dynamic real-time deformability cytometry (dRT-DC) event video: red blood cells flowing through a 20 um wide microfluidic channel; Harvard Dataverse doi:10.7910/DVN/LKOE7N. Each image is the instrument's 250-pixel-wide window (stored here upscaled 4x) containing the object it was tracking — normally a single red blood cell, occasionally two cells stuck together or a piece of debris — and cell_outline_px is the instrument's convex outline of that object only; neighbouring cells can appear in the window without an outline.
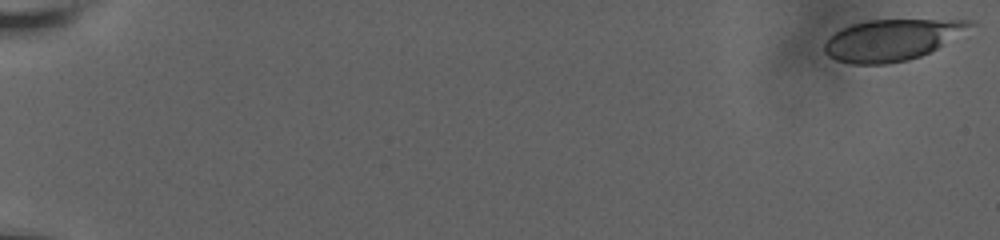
{"species": "human", "species_latin": "Homo sapiens", "temperature_condition": "room temperature", "stored_images_in_passage": 60, "camera_frame_rate_fps": 3000, "um_per_image_px": 0.085, "donor": {"sex": "male"}, "frame": {"image": 1, "passage_image": 1, "time_ms": 0.0, "image_size_px": [1000, 240], "cell_outline_px": [[976, 24], [944, 44], [920, 56], [908, 60], [884, 64], [852, 64], [836, 60], [828, 56], [824, 52], [824, 44], [828, 36], [840, 28], [852, 24], [868, 20], [972, 20]], "centroid_in_image_um": [75.74, 3.39], "position_along_channel_um": 9.3, "area_um2": 34.8}}
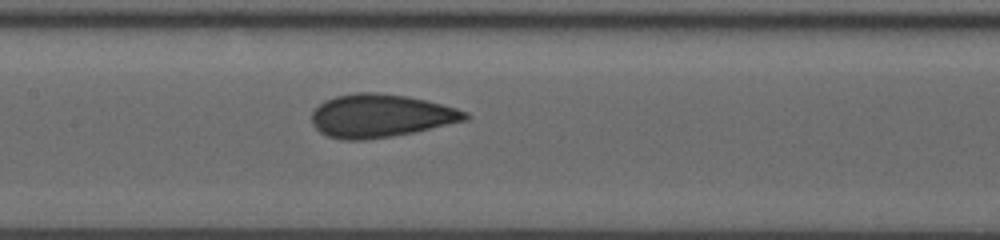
{"frame": {"image": 2, "passage_image": 32, "time_ms": 10.333, "image_size_px": [1000, 240], "cell_outline_px": [[468, 120], [412, 132], [392, 136], [364, 140], [344, 140], [328, 136], [320, 132], [312, 124], [312, 112], [324, 100], [336, 96], [356, 92], [376, 92], [408, 96], [456, 108], [468, 112]], "centroid_in_image_um": [32.33, 9.84], "position_along_channel_um": 175.1, "area_um2": 38.38}}
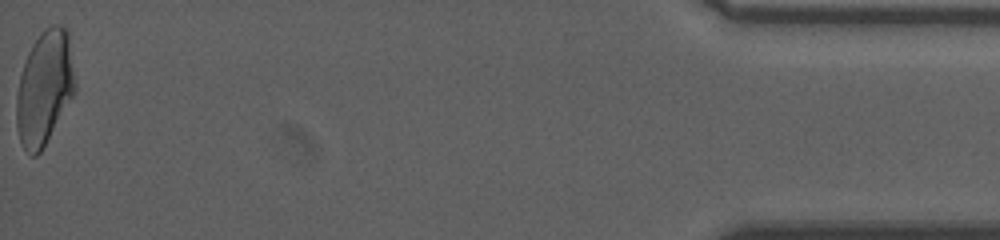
{"frame": {"image": 3, "passage_image": 60, "time_ms": 19.667, "image_size_px": [1000, 240], "cell_outline_px": [[76, 92], [40, 152], [36, 156], [32, 156], [24, 148], [20, 140], [16, 124], [16, 96], [20, 76], [28, 52], [32, 44], [52, 24], [60, 24], [68, 32], [76, 84]], "centroid_in_image_um": [3.79, 7.48], "position_along_channel_um": 431.4, "area_um2": 38.61}, "authors_computed_cell_mechanics": {"area_um2": 37.5122, "velocity_mm_per_s": 3.678, "shape_relaxation_time_tau1_ms": 10.1649, "shape_relaxation_time_tau2_ms": 0.9843, "deformation_change_tau1": 0.2043, "deformation_change_tau2": 0.0616}}